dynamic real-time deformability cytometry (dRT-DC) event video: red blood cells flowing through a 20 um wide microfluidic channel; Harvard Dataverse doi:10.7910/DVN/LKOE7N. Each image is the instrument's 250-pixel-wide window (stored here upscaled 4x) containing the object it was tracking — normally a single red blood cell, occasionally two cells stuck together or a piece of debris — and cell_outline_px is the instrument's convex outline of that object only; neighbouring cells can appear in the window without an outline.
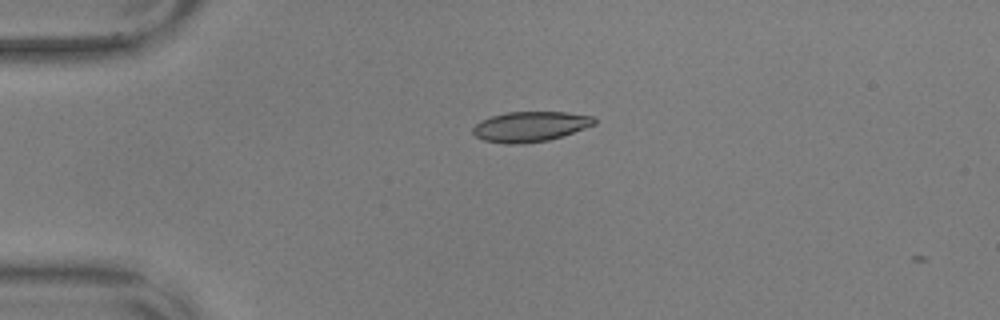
{"species": "common noctule bat (a hibernating species)", "species_latin": "Nyctalus noctula", "temperature_condition": "warm", "stored_images_in_passage": 4, "camera_frame_rate_fps": 3000, "um_per_image_px": 0.085, "animal": {"sex": "male", "body_mass_g": 17.9, "forearm_length_mm": 54.2}, "frame": {"image": 1, "passage_image": 2, "time_ms": 0.333, "image_size_px": [1000, 320], "cell_outline_px": [[596, 124], [548, 140], [524, 144], [504, 144], [484, 140], [476, 136], [472, 132], [472, 128], [480, 120], [492, 116], [508, 112], [564, 112], [592, 116], [596, 120]], "centroid_in_image_um": [45.03, 10.76], "position_along_channel_um": 40.0, "area_um2": 21.21}}